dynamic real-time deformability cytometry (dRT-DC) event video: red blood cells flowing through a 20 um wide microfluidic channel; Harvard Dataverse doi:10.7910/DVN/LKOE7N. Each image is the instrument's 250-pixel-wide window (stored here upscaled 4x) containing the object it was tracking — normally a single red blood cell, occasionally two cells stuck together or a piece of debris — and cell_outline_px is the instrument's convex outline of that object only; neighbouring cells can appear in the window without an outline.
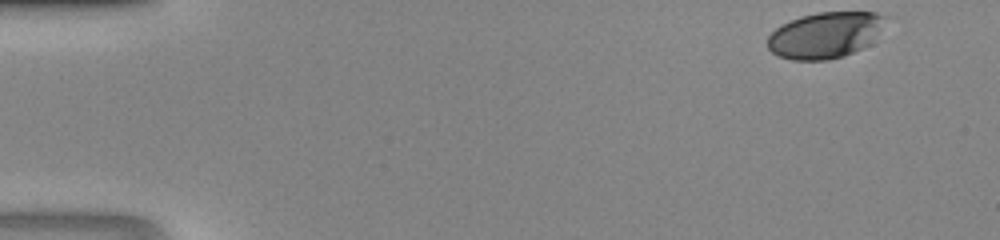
{"species": "human", "species_latin": "Homo sapiens", "temperature_condition": "room temperature", "stored_images_in_passage": 36, "camera_frame_rate_fps": 3000, "um_per_image_px": 0.085, "donor": {"sex": "male"}, "frame": {"image": 1, "passage_image": 1, "time_ms": 0.0, "image_size_px": [1000, 240], "cell_outline_px": [[888, 16], [872, 44], [844, 56], [828, 60], [792, 60], [780, 56], [772, 52], [768, 48], [768, 36], [780, 24], [800, 16], [816, 12], [876, 12]], "centroid_in_image_um": [70.16, 2.98], "position_along_channel_um": 14.8, "area_um2": 31.96}}
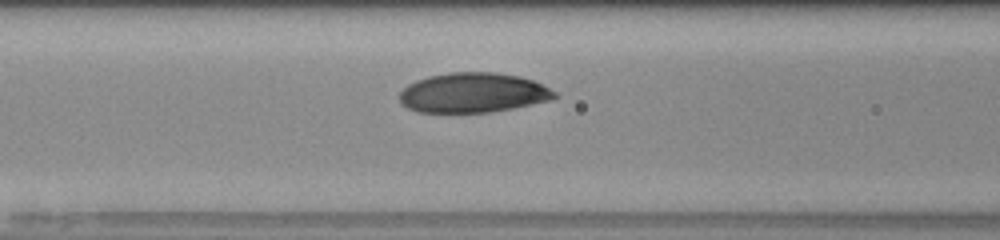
{"frame": {"image": 2, "passage_image": 18, "time_ms": 5.667, "image_size_px": [1000, 240], "cell_outline_px": [[560, 96], [552, 100], [492, 112], [416, 112], [400, 104], [400, 92], [408, 84], [416, 80], [428, 76], [448, 72], [496, 72], [520, 76], [532, 80], [556, 92]], "centroid_in_image_um": [40.2, 7.88], "position_along_channel_um": 126.4, "area_um2": 36.13}}
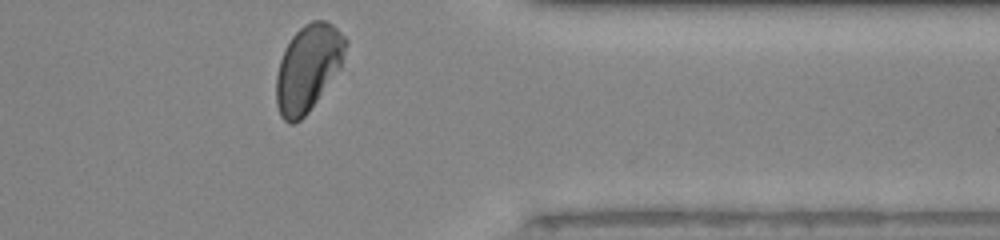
{"frame": {"image": 3, "passage_image": 36, "time_ms": 11.667, "image_size_px": [1000, 240], "cell_outline_px": [[348, 44], [340, 68], [308, 112], [300, 120], [292, 124], [288, 124], [280, 116], [276, 104], [276, 76], [280, 60], [292, 36], [304, 24], [312, 20], [324, 20], [332, 24], [348, 40]], "centroid_in_image_um": [26.18, 5.78], "position_along_channel_um": 385.2, "area_um2": 34.8}}